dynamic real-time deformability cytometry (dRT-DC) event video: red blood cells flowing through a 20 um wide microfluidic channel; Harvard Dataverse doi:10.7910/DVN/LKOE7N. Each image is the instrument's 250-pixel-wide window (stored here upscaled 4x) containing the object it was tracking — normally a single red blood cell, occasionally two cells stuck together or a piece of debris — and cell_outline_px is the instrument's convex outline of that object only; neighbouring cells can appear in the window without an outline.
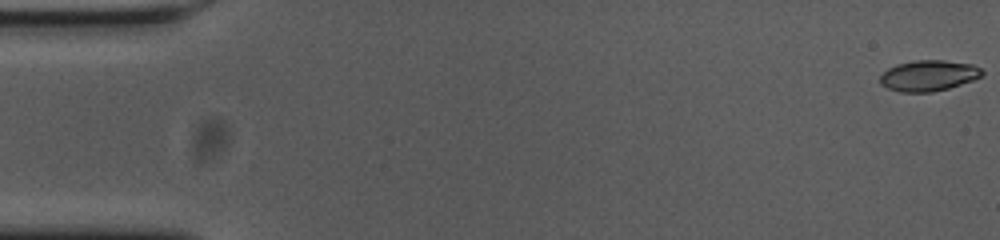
{"species": "common noctule bat (a hibernating species)", "species_latin": "Nyctalus noctula", "temperature_condition": "cold", "stored_images_in_passage": 56, "camera_frame_rate_fps": 3000, "um_per_image_px": 0.085, "animal": {"sex": "female", "body_mass_g": 23.0, "forearm_length_mm": 53.4}, "frame": {"image": 1, "passage_image": 1, "time_ms": 0.0, "image_size_px": [1000, 240], "cell_outline_px": [[984, 72], [980, 76], [972, 80], [948, 88], [932, 92], [900, 92], [888, 88], [880, 84], [880, 76], [888, 68], [896, 64], [916, 60], [944, 60], [972, 64], [980, 68]], "centroid_in_image_um": [78.9, 6.42], "position_along_channel_um": 6.1, "area_um2": 18.21}}
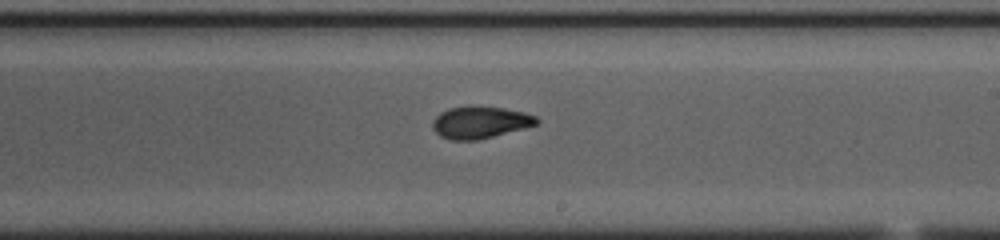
{"frame": {"image": 2, "passage_image": 33, "time_ms": 10.667, "image_size_px": [1000, 240], "cell_outline_px": [[540, 120], [536, 124], [492, 136], [476, 140], [452, 140], [440, 136], [432, 128], [432, 120], [440, 112], [448, 108], [500, 108], [524, 112], [536, 116]], "centroid_in_image_um": [40.76, 10.42], "position_along_channel_um": 248.2, "area_um2": 18.67}}
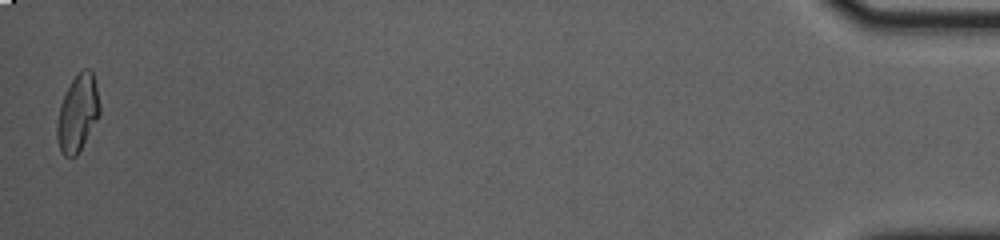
{"frame": {"image": 3, "passage_image": 56, "time_ms": 18.333, "image_size_px": [1000, 240], "cell_outline_px": [[100, 112], [96, 120], [76, 156], [64, 156], [60, 152], [56, 136], [56, 120], [60, 104], [72, 80], [84, 68], [92, 68], [100, 108]], "centroid_in_image_um": [6.57, 9.62], "position_along_channel_um": 428.6, "area_um2": 18.79}, "authors_computed_cell_mechanics": {"area_um2": 18.9295, "velocity_mm_per_s": 3.6344, "shape_relaxation_time_tau1_ms": 8.5788, "shape_relaxation_time_tau2_ms": 1.8713, "deformation_change_tau1": 0.2303, "deformation_change_tau2": 0.0729}}